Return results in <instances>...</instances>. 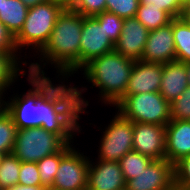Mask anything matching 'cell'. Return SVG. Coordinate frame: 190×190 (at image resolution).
<instances>
[{
	"instance_id": "cell-29",
	"label": "cell",
	"mask_w": 190,
	"mask_h": 190,
	"mask_svg": "<svg viewBox=\"0 0 190 190\" xmlns=\"http://www.w3.org/2000/svg\"><path fill=\"white\" fill-rule=\"evenodd\" d=\"M171 119L190 120V85L170 104Z\"/></svg>"
},
{
	"instance_id": "cell-11",
	"label": "cell",
	"mask_w": 190,
	"mask_h": 190,
	"mask_svg": "<svg viewBox=\"0 0 190 190\" xmlns=\"http://www.w3.org/2000/svg\"><path fill=\"white\" fill-rule=\"evenodd\" d=\"M174 187V165L165 158L152 160L138 176L126 182L127 190H173Z\"/></svg>"
},
{
	"instance_id": "cell-31",
	"label": "cell",
	"mask_w": 190,
	"mask_h": 190,
	"mask_svg": "<svg viewBox=\"0 0 190 190\" xmlns=\"http://www.w3.org/2000/svg\"><path fill=\"white\" fill-rule=\"evenodd\" d=\"M18 184L24 186H41L36 162H21Z\"/></svg>"
},
{
	"instance_id": "cell-1",
	"label": "cell",
	"mask_w": 190,
	"mask_h": 190,
	"mask_svg": "<svg viewBox=\"0 0 190 190\" xmlns=\"http://www.w3.org/2000/svg\"><path fill=\"white\" fill-rule=\"evenodd\" d=\"M15 87L18 86L3 96V106L11 114L17 129L42 127L58 134L68 144L76 143V139L87 133L86 124L80 123L65 108L39 100L30 87L23 92Z\"/></svg>"
},
{
	"instance_id": "cell-4",
	"label": "cell",
	"mask_w": 190,
	"mask_h": 190,
	"mask_svg": "<svg viewBox=\"0 0 190 190\" xmlns=\"http://www.w3.org/2000/svg\"><path fill=\"white\" fill-rule=\"evenodd\" d=\"M81 32L82 15L66 7L57 17L45 46L29 62L42 67L49 66L51 70L54 68L79 69Z\"/></svg>"
},
{
	"instance_id": "cell-40",
	"label": "cell",
	"mask_w": 190,
	"mask_h": 190,
	"mask_svg": "<svg viewBox=\"0 0 190 190\" xmlns=\"http://www.w3.org/2000/svg\"><path fill=\"white\" fill-rule=\"evenodd\" d=\"M183 8H190V0H183Z\"/></svg>"
},
{
	"instance_id": "cell-43",
	"label": "cell",
	"mask_w": 190,
	"mask_h": 190,
	"mask_svg": "<svg viewBox=\"0 0 190 190\" xmlns=\"http://www.w3.org/2000/svg\"><path fill=\"white\" fill-rule=\"evenodd\" d=\"M173 190H187V189H182L175 186Z\"/></svg>"
},
{
	"instance_id": "cell-36",
	"label": "cell",
	"mask_w": 190,
	"mask_h": 190,
	"mask_svg": "<svg viewBox=\"0 0 190 190\" xmlns=\"http://www.w3.org/2000/svg\"><path fill=\"white\" fill-rule=\"evenodd\" d=\"M28 8H32L40 3H44L48 0H21Z\"/></svg>"
},
{
	"instance_id": "cell-21",
	"label": "cell",
	"mask_w": 190,
	"mask_h": 190,
	"mask_svg": "<svg viewBox=\"0 0 190 190\" xmlns=\"http://www.w3.org/2000/svg\"><path fill=\"white\" fill-rule=\"evenodd\" d=\"M173 38L176 51V61H190V26L182 18H173Z\"/></svg>"
},
{
	"instance_id": "cell-12",
	"label": "cell",
	"mask_w": 190,
	"mask_h": 190,
	"mask_svg": "<svg viewBox=\"0 0 190 190\" xmlns=\"http://www.w3.org/2000/svg\"><path fill=\"white\" fill-rule=\"evenodd\" d=\"M141 61L159 64L176 61L173 19L167 25L149 31Z\"/></svg>"
},
{
	"instance_id": "cell-22",
	"label": "cell",
	"mask_w": 190,
	"mask_h": 190,
	"mask_svg": "<svg viewBox=\"0 0 190 190\" xmlns=\"http://www.w3.org/2000/svg\"><path fill=\"white\" fill-rule=\"evenodd\" d=\"M135 18L149 31L165 26L173 19L166 11L159 9L153 3H139Z\"/></svg>"
},
{
	"instance_id": "cell-24",
	"label": "cell",
	"mask_w": 190,
	"mask_h": 190,
	"mask_svg": "<svg viewBox=\"0 0 190 190\" xmlns=\"http://www.w3.org/2000/svg\"><path fill=\"white\" fill-rule=\"evenodd\" d=\"M17 127L11 114L4 106L0 107V153L10 154L13 152Z\"/></svg>"
},
{
	"instance_id": "cell-5",
	"label": "cell",
	"mask_w": 190,
	"mask_h": 190,
	"mask_svg": "<svg viewBox=\"0 0 190 190\" xmlns=\"http://www.w3.org/2000/svg\"><path fill=\"white\" fill-rule=\"evenodd\" d=\"M65 8L54 0L28 8L24 25L15 36L16 47L23 58L30 61L45 46L57 17Z\"/></svg>"
},
{
	"instance_id": "cell-9",
	"label": "cell",
	"mask_w": 190,
	"mask_h": 190,
	"mask_svg": "<svg viewBox=\"0 0 190 190\" xmlns=\"http://www.w3.org/2000/svg\"><path fill=\"white\" fill-rule=\"evenodd\" d=\"M78 145L80 144L77 142L61 158L54 182L48 190H86L89 170V155L87 154L89 152L84 149L82 151L85 145Z\"/></svg>"
},
{
	"instance_id": "cell-17",
	"label": "cell",
	"mask_w": 190,
	"mask_h": 190,
	"mask_svg": "<svg viewBox=\"0 0 190 190\" xmlns=\"http://www.w3.org/2000/svg\"><path fill=\"white\" fill-rule=\"evenodd\" d=\"M190 154V120H173L166 125L165 159L175 165Z\"/></svg>"
},
{
	"instance_id": "cell-15",
	"label": "cell",
	"mask_w": 190,
	"mask_h": 190,
	"mask_svg": "<svg viewBox=\"0 0 190 190\" xmlns=\"http://www.w3.org/2000/svg\"><path fill=\"white\" fill-rule=\"evenodd\" d=\"M149 30L135 17L125 18L114 50L133 61L141 60Z\"/></svg>"
},
{
	"instance_id": "cell-10",
	"label": "cell",
	"mask_w": 190,
	"mask_h": 190,
	"mask_svg": "<svg viewBox=\"0 0 190 190\" xmlns=\"http://www.w3.org/2000/svg\"><path fill=\"white\" fill-rule=\"evenodd\" d=\"M114 50L104 27L93 16H82V32L79 49V69L94 58Z\"/></svg>"
},
{
	"instance_id": "cell-14",
	"label": "cell",
	"mask_w": 190,
	"mask_h": 190,
	"mask_svg": "<svg viewBox=\"0 0 190 190\" xmlns=\"http://www.w3.org/2000/svg\"><path fill=\"white\" fill-rule=\"evenodd\" d=\"M126 187L118 161L94 159L89 154V170L86 190H120Z\"/></svg>"
},
{
	"instance_id": "cell-37",
	"label": "cell",
	"mask_w": 190,
	"mask_h": 190,
	"mask_svg": "<svg viewBox=\"0 0 190 190\" xmlns=\"http://www.w3.org/2000/svg\"><path fill=\"white\" fill-rule=\"evenodd\" d=\"M181 17L187 22L190 26V8H183Z\"/></svg>"
},
{
	"instance_id": "cell-20",
	"label": "cell",
	"mask_w": 190,
	"mask_h": 190,
	"mask_svg": "<svg viewBox=\"0 0 190 190\" xmlns=\"http://www.w3.org/2000/svg\"><path fill=\"white\" fill-rule=\"evenodd\" d=\"M28 7L21 0H1L0 21L16 36L22 29Z\"/></svg>"
},
{
	"instance_id": "cell-6",
	"label": "cell",
	"mask_w": 190,
	"mask_h": 190,
	"mask_svg": "<svg viewBox=\"0 0 190 190\" xmlns=\"http://www.w3.org/2000/svg\"><path fill=\"white\" fill-rule=\"evenodd\" d=\"M112 111H109V114L112 113V117L111 115L108 116L111 119L107 121V125H102V122L99 124L94 120L93 123L84 120L87 122L86 124L91 127L94 126L92 129L97 127V130L101 133L98 134L100 135L99 139H96L98 140L97 145L95 144V147H98L97 150L95 149L96 153L93 152L90 155L94 159L119 161L127 152L133 150V122L123 118L116 110L112 109ZM98 124L100 126H97Z\"/></svg>"
},
{
	"instance_id": "cell-16",
	"label": "cell",
	"mask_w": 190,
	"mask_h": 190,
	"mask_svg": "<svg viewBox=\"0 0 190 190\" xmlns=\"http://www.w3.org/2000/svg\"><path fill=\"white\" fill-rule=\"evenodd\" d=\"M162 72L163 64L134 61L125 95L159 92Z\"/></svg>"
},
{
	"instance_id": "cell-23",
	"label": "cell",
	"mask_w": 190,
	"mask_h": 190,
	"mask_svg": "<svg viewBox=\"0 0 190 190\" xmlns=\"http://www.w3.org/2000/svg\"><path fill=\"white\" fill-rule=\"evenodd\" d=\"M75 145L67 144L60 152L44 157L37 162L41 186L49 189L55 179L61 158Z\"/></svg>"
},
{
	"instance_id": "cell-34",
	"label": "cell",
	"mask_w": 190,
	"mask_h": 190,
	"mask_svg": "<svg viewBox=\"0 0 190 190\" xmlns=\"http://www.w3.org/2000/svg\"><path fill=\"white\" fill-rule=\"evenodd\" d=\"M0 51L11 54H20L16 47L15 36L0 21Z\"/></svg>"
},
{
	"instance_id": "cell-3",
	"label": "cell",
	"mask_w": 190,
	"mask_h": 190,
	"mask_svg": "<svg viewBox=\"0 0 190 190\" xmlns=\"http://www.w3.org/2000/svg\"><path fill=\"white\" fill-rule=\"evenodd\" d=\"M133 65L134 61L132 59L124 57L115 50L94 58L85 64L80 69L81 76L78 77L84 79L83 83L88 82L86 86L83 85L87 105H91L90 100L86 99L88 93L92 95L91 88L92 90L95 89L94 94L97 93V95L94 96L98 97L94 100V104L97 100V104L101 102L99 106L103 107L105 105L104 107L107 106L108 109L110 107L112 109L125 95Z\"/></svg>"
},
{
	"instance_id": "cell-7",
	"label": "cell",
	"mask_w": 190,
	"mask_h": 190,
	"mask_svg": "<svg viewBox=\"0 0 190 190\" xmlns=\"http://www.w3.org/2000/svg\"><path fill=\"white\" fill-rule=\"evenodd\" d=\"M113 109L132 122L166 126L171 120L170 103L160 92L124 95Z\"/></svg>"
},
{
	"instance_id": "cell-33",
	"label": "cell",
	"mask_w": 190,
	"mask_h": 190,
	"mask_svg": "<svg viewBox=\"0 0 190 190\" xmlns=\"http://www.w3.org/2000/svg\"><path fill=\"white\" fill-rule=\"evenodd\" d=\"M140 3H153L159 9L166 11L172 18L181 17L183 12V0H140Z\"/></svg>"
},
{
	"instance_id": "cell-19",
	"label": "cell",
	"mask_w": 190,
	"mask_h": 190,
	"mask_svg": "<svg viewBox=\"0 0 190 190\" xmlns=\"http://www.w3.org/2000/svg\"><path fill=\"white\" fill-rule=\"evenodd\" d=\"M21 54L0 51V94L4 96L21 82L22 68L28 62Z\"/></svg>"
},
{
	"instance_id": "cell-35",
	"label": "cell",
	"mask_w": 190,
	"mask_h": 190,
	"mask_svg": "<svg viewBox=\"0 0 190 190\" xmlns=\"http://www.w3.org/2000/svg\"><path fill=\"white\" fill-rule=\"evenodd\" d=\"M6 190H48L45 186H24V185H15Z\"/></svg>"
},
{
	"instance_id": "cell-28",
	"label": "cell",
	"mask_w": 190,
	"mask_h": 190,
	"mask_svg": "<svg viewBox=\"0 0 190 190\" xmlns=\"http://www.w3.org/2000/svg\"><path fill=\"white\" fill-rule=\"evenodd\" d=\"M140 0H106V11L123 19L136 16Z\"/></svg>"
},
{
	"instance_id": "cell-18",
	"label": "cell",
	"mask_w": 190,
	"mask_h": 190,
	"mask_svg": "<svg viewBox=\"0 0 190 190\" xmlns=\"http://www.w3.org/2000/svg\"><path fill=\"white\" fill-rule=\"evenodd\" d=\"M188 87L187 69L184 62L163 64L160 94L171 104Z\"/></svg>"
},
{
	"instance_id": "cell-32",
	"label": "cell",
	"mask_w": 190,
	"mask_h": 190,
	"mask_svg": "<svg viewBox=\"0 0 190 190\" xmlns=\"http://www.w3.org/2000/svg\"><path fill=\"white\" fill-rule=\"evenodd\" d=\"M175 186L190 190V154L174 165Z\"/></svg>"
},
{
	"instance_id": "cell-2",
	"label": "cell",
	"mask_w": 190,
	"mask_h": 190,
	"mask_svg": "<svg viewBox=\"0 0 190 190\" xmlns=\"http://www.w3.org/2000/svg\"><path fill=\"white\" fill-rule=\"evenodd\" d=\"M48 72V67L27 62L22 68V77H24L22 80L24 83L26 82L25 87L29 83L28 86L30 85L29 87L39 97V100L65 108L81 123L82 119H85L82 115H87L88 117L90 112L87 109L93 107H88L87 105L82 80L81 82L80 80L76 82V80L73 81L72 79L75 74L77 76L81 74L80 69L54 68L51 71L53 76L55 75L53 78L52 74Z\"/></svg>"
},
{
	"instance_id": "cell-42",
	"label": "cell",
	"mask_w": 190,
	"mask_h": 190,
	"mask_svg": "<svg viewBox=\"0 0 190 190\" xmlns=\"http://www.w3.org/2000/svg\"><path fill=\"white\" fill-rule=\"evenodd\" d=\"M4 155H5V154L0 153V166H1V162H2V159H3Z\"/></svg>"
},
{
	"instance_id": "cell-26",
	"label": "cell",
	"mask_w": 190,
	"mask_h": 190,
	"mask_svg": "<svg viewBox=\"0 0 190 190\" xmlns=\"http://www.w3.org/2000/svg\"><path fill=\"white\" fill-rule=\"evenodd\" d=\"M21 161L13 154L4 155L0 166V187L6 190L18 185Z\"/></svg>"
},
{
	"instance_id": "cell-41",
	"label": "cell",
	"mask_w": 190,
	"mask_h": 190,
	"mask_svg": "<svg viewBox=\"0 0 190 190\" xmlns=\"http://www.w3.org/2000/svg\"><path fill=\"white\" fill-rule=\"evenodd\" d=\"M3 106V96L0 94V107Z\"/></svg>"
},
{
	"instance_id": "cell-39",
	"label": "cell",
	"mask_w": 190,
	"mask_h": 190,
	"mask_svg": "<svg viewBox=\"0 0 190 190\" xmlns=\"http://www.w3.org/2000/svg\"><path fill=\"white\" fill-rule=\"evenodd\" d=\"M185 67L187 69L188 85H190V61L185 63Z\"/></svg>"
},
{
	"instance_id": "cell-8",
	"label": "cell",
	"mask_w": 190,
	"mask_h": 190,
	"mask_svg": "<svg viewBox=\"0 0 190 190\" xmlns=\"http://www.w3.org/2000/svg\"><path fill=\"white\" fill-rule=\"evenodd\" d=\"M68 143L58 134L42 127L17 129L13 154L21 162H38L60 152Z\"/></svg>"
},
{
	"instance_id": "cell-38",
	"label": "cell",
	"mask_w": 190,
	"mask_h": 190,
	"mask_svg": "<svg viewBox=\"0 0 190 190\" xmlns=\"http://www.w3.org/2000/svg\"><path fill=\"white\" fill-rule=\"evenodd\" d=\"M54 1L62 3L65 7H70L75 0H54Z\"/></svg>"
},
{
	"instance_id": "cell-13",
	"label": "cell",
	"mask_w": 190,
	"mask_h": 190,
	"mask_svg": "<svg viewBox=\"0 0 190 190\" xmlns=\"http://www.w3.org/2000/svg\"><path fill=\"white\" fill-rule=\"evenodd\" d=\"M166 126L133 122V150L153 160L165 158Z\"/></svg>"
},
{
	"instance_id": "cell-25",
	"label": "cell",
	"mask_w": 190,
	"mask_h": 190,
	"mask_svg": "<svg viewBox=\"0 0 190 190\" xmlns=\"http://www.w3.org/2000/svg\"><path fill=\"white\" fill-rule=\"evenodd\" d=\"M148 156L134 150L127 152L118 162L125 181L138 176L152 161Z\"/></svg>"
},
{
	"instance_id": "cell-27",
	"label": "cell",
	"mask_w": 190,
	"mask_h": 190,
	"mask_svg": "<svg viewBox=\"0 0 190 190\" xmlns=\"http://www.w3.org/2000/svg\"><path fill=\"white\" fill-rule=\"evenodd\" d=\"M93 17L104 27L107 37L115 44L122 32L124 19L108 11H104Z\"/></svg>"
},
{
	"instance_id": "cell-30",
	"label": "cell",
	"mask_w": 190,
	"mask_h": 190,
	"mask_svg": "<svg viewBox=\"0 0 190 190\" xmlns=\"http://www.w3.org/2000/svg\"><path fill=\"white\" fill-rule=\"evenodd\" d=\"M69 8L82 16H95L106 11V0H75Z\"/></svg>"
}]
</instances>
